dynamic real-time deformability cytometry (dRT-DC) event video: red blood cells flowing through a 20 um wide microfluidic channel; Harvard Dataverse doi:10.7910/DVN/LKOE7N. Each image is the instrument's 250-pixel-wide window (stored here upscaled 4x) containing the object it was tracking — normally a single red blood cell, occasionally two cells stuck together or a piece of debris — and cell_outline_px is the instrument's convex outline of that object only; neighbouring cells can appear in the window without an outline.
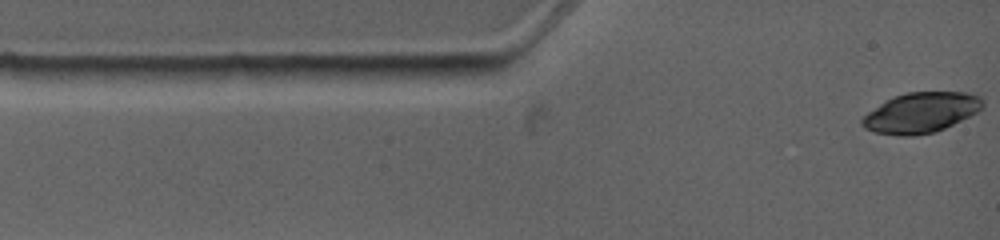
{"species": "common noctule bat (a hibernating species)", "species_latin": "Nyctalus noctula", "temperature_condition": "warm", "stored_images_in_passage": 7, "camera_frame_rate_fps": 4500, "um_per_image_px": 0.085, "animal": {"sex": "female", "body_mass_g": 19.0, "forearm_length_mm": 53.3}, "frame": {"image": 1, "passage_image": 1, "time_ms": 0.0, "image_size_px": [1000, 240], "cell_outline_px": [[984, 108], [936, 132], [912, 136], [900, 136], [872, 132], [864, 128], [860, 124], [860, 120], [868, 112], [880, 104], [896, 96], [908, 92], [964, 92], [980, 96], [984, 100]], "centroid_in_image_um": [78.27, 9.58], "position_along_channel_um": 6.7, "area_um2": 28.21}}